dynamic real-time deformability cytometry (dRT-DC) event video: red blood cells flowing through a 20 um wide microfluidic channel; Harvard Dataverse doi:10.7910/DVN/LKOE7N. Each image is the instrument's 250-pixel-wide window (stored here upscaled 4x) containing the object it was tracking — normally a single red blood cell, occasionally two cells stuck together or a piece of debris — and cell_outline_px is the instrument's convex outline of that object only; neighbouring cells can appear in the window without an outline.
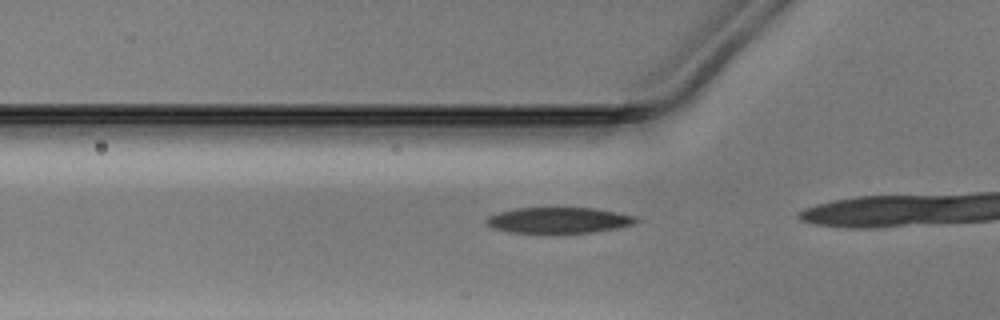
{"species": "Egyptian fruit bat (a non-hibernating species)", "species_latin": "Rousettus aegyptiacus", "temperature_condition": "warm", "stored_images_in_passage": 11, "camera_frame_rate_fps": 3000, "um_per_image_px": 0.085, "animal": {"sex": "male"}, "frame": {"image": 1, "passage_image": 7, "time_ms": 2.0, "image_size_px": [1000, 320], "cell_outline_px": [[640, 220], [636, 224], [616, 228], [592, 232], [512, 232], [492, 228], [488, 224], [488, 216], [500, 212], [516, 208], [592, 208], [616, 212], [636, 216]], "centroid_in_image_um": [47.55, 18.71], "position_along_channel_um": 78.2, "area_um2": 22.14}}
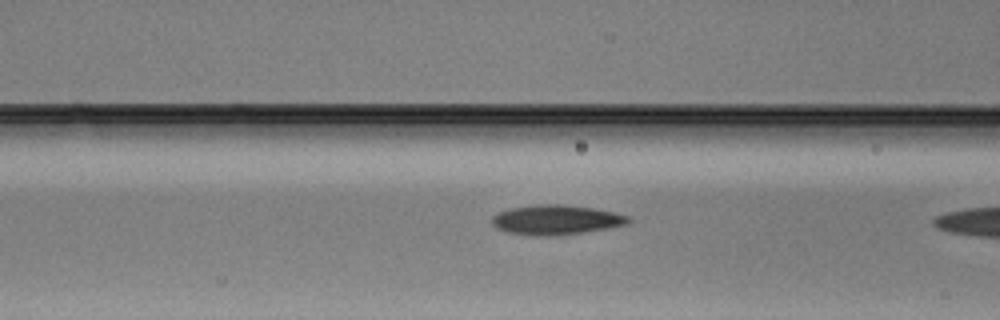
{"frame": {"image": 2, "passage_image": 10, "time_ms": 3.0, "image_size_px": [1000, 320], "cell_outline_px": [[632, 220], [628, 224], [608, 228], [584, 232], [548, 236], [532, 236], [504, 232], [496, 228], [492, 224], [492, 216], [500, 212], [512, 208], [540, 204], [560, 204], [596, 208], [616, 212], [628, 216]], "centroid_in_image_um": [47.28, 18.69], "position_along_channel_um": 119.3, "area_um2": 23.76}}